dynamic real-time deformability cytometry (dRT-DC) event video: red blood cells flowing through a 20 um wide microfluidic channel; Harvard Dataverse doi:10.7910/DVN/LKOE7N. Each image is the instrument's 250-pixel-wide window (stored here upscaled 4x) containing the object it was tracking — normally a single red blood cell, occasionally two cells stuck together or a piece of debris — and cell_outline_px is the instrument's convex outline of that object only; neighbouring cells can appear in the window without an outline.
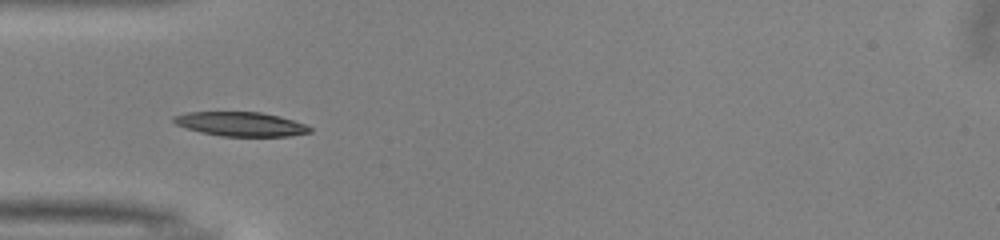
{"species": "common noctule bat (a hibernating species)", "species_latin": "Nyctalus noctula", "temperature_condition": "warm", "stored_images_in_passage": 36, "camera_frame_rate_fps": 3000, "um_per_image_px": 0.085, "animal": {"sex": "male", "body_mass_g": 13.0, "forearm_length_mm": 53.1}, "frame": {"image": 1, "passage_image": 1, "time_ms": 0.0, "image_size_px": [1000, 240], "cell_outline_px": [[312, 132], [292, 136], [220, 136], [200, 132], [176, 124], [172, 120], [172, 116], [188, 112], [260, 112], [280, 116], [304, 124], [312, 128]], "centroid_in_image_um": [20.47, 10.55], "position_along_channel_um": 64.5, "area_um2": 19.19}}
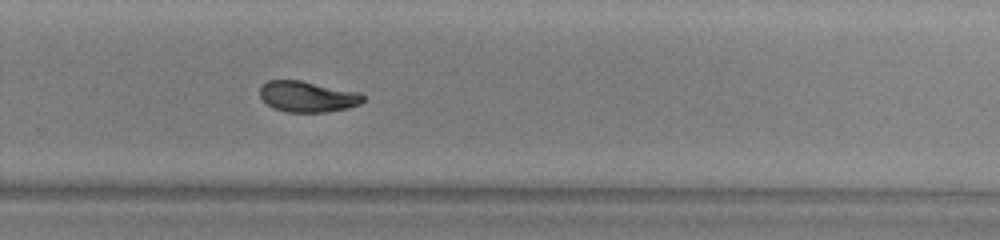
{"frame": {"image": 2, "passage_image": 19, "time_ms": 6.0, "image_size_px": [1000, 240], "cell_outline_px": [[364, 100], [360, 104], [348, 108], [324, 112], [288, 112], [272, 108], [260, 96], [260, 88], [268, 80], [300, 80], [360, 92], [364, 96]], "centroid_in_image_um": [26.16, 8.21], "position_along_channel_um": 303.6, "area_um2": 18.55}}
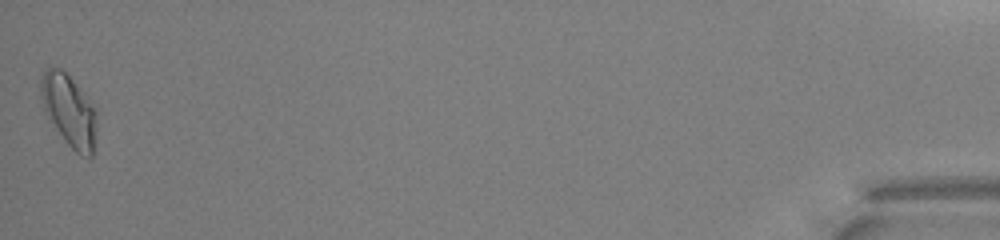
{"frame": {"image": 3, "passage_image": 36, "time_ms": 11.667, "image_size_px": [1000, 240], "cell_outline_px": [[96, 132], [92, 156], [88, 160], [80, 156], [68, 144], [48, 116], [44, 108], [40, 96], [40, 84], [44, 72], [48, 68], [60, 68], [72, 80], [96, 108]], "centroid_in_image_um": [5.9, 9.43], "position_along_channel_um": 429.3, "area_um2": 22.95}, "authors_computed_cell_mechanics": {"area_um2": 19.0451, "velocity_mm_per_s": 3.9962, "shape_relaxation_time_tau1_ms": 4.7166, "shape_relaxation_time_tau2_ms": 2.8645, "deformation_change_tau1": 0.1809, "deformation_change_tau2": 0.0805}}